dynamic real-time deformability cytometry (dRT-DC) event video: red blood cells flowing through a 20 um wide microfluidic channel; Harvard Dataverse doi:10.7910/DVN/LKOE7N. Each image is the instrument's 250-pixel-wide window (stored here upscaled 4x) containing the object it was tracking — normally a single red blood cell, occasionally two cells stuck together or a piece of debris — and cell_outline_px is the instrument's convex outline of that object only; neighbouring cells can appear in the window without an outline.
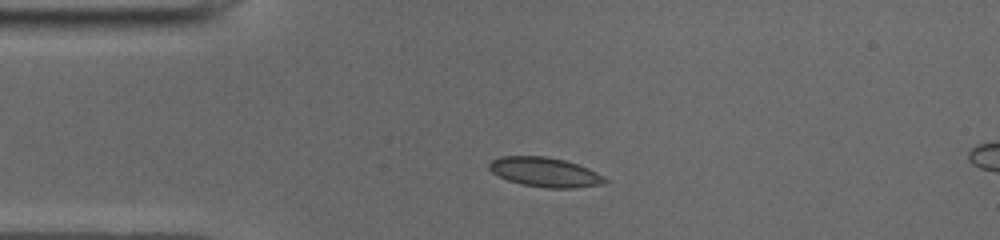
{"species": "common noctule bat (a hibernating species)", "species_latin": "Nyctalus noctula", "temperature_condition": "cold", "stored_images_in_passage": 40, "camera_frame_rate_fps": 3000, "um_per_image_px": 0.085, "animal": {"sex": "male", "body_mass_g": 19.0, "forearm_length_mm": 50.8}, "frame": {"image": 1, "passage_image": 1, "time_ms": 0.0, "image_size_px": [1000, 240], "cell_outline_px": [[608, 180], [604, 184], [576, 188], [548, 188], [520, 184], [508, 180], [492, 172], [488, 168], [488, 164], [492, 160], [500, 156], [544, 156], [564, 160], [588, 168], [604, 176]], "centroid_in_image_um": [46.32, 14.64], "position_along_channel_um": 38.7, "area_um2": 19.88}}
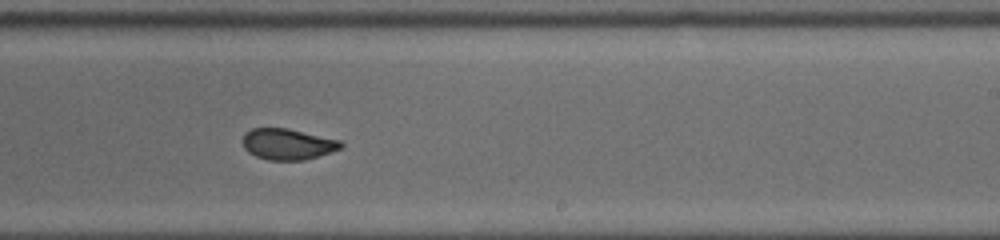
{"frame": {"image": 2, "passage_image": 20, "time_ms": 6.333, "image_size_px": [1000, 240], "cell_outline_px": [[344, 144], [340, 148], [332, 152], [304, 160], [268, 160], [256, 156], [248, 152], [244, 148], [244, 132], [252, 128], [288, 128], [340, 140]], "centroid_in_image_um": [24.46, 12.25], "position_along_channel_um": 264.5, "area_um2": 17.74}}
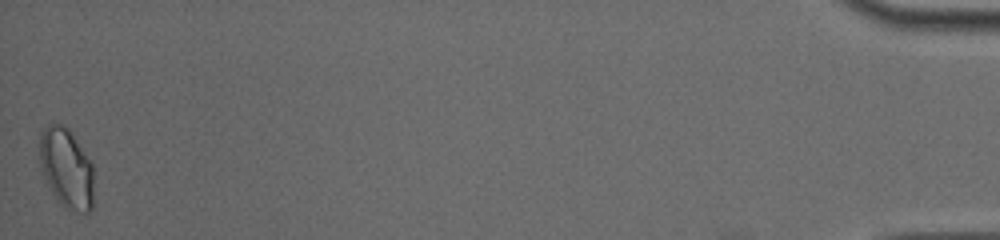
{"frame": {"image": 3, "passage_image": 40, "time_ms": 13.0, "image_size_px": [1000, 240], "cell_outline_px": [[92, 208], [88, 212], [80, 212], [64, 208], [60, 204], [52, 192], [44, 176], [40, 164], [40, 132], [48, 124], [64, 124], [72, 132], [92, 164]], "centroid_in_image_um": [5.64, 14.28], "position_along_channel_um": 429.6, "area_um2": 25.03}, "authors_computed_cell_mechanics": {"area_um2": 18.9006, "velocity_mm_per_s": 3.9392, "shape_relaxation_time_tau1_ms": 6.6177, "shape_relaxation_time_tau2_ms": 0.9685, "deformation_change_tau1": 0.1326, "deformation_change_tau2": 0.0408}}